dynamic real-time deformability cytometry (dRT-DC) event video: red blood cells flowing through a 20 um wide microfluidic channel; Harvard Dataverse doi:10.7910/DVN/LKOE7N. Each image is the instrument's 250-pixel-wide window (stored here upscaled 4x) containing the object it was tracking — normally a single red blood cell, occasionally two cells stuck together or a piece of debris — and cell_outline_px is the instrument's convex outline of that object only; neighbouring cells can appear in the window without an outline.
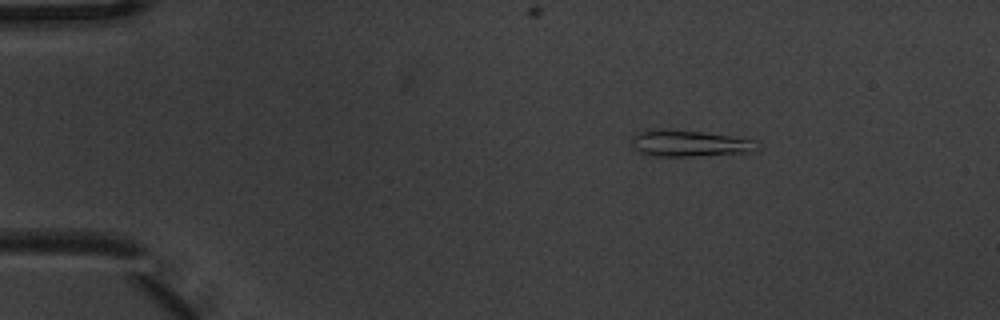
{"species": "common noctule bat (a hibernating species)", "species_latin": "Nyctalus noctula", "temperature_condition": "warm", "stored_images_in_passage": 3, "camera_frame_rate_fps": 3000, "um_per_image_px": 0.085, "animal": {"sex": "male", "body_mass_g": 20.1, "forearm_length_mm": 53.5}, "frame": {"image": 1, "passage_image": 2, "time_ms": 0.333, "image_size_px": [1000, 320], "cell_outline_px": [[760, 148], [756, 152], [700, 156], [652, 156], [640, 152], [632, 144], [632, 136], [644, 128], [668, 128], [704, 132], [756, 140]], "centroid_in_image_um": [58.61, 12.17], "position_along_channel_um": 26.4, "area_um2": 19.94}}